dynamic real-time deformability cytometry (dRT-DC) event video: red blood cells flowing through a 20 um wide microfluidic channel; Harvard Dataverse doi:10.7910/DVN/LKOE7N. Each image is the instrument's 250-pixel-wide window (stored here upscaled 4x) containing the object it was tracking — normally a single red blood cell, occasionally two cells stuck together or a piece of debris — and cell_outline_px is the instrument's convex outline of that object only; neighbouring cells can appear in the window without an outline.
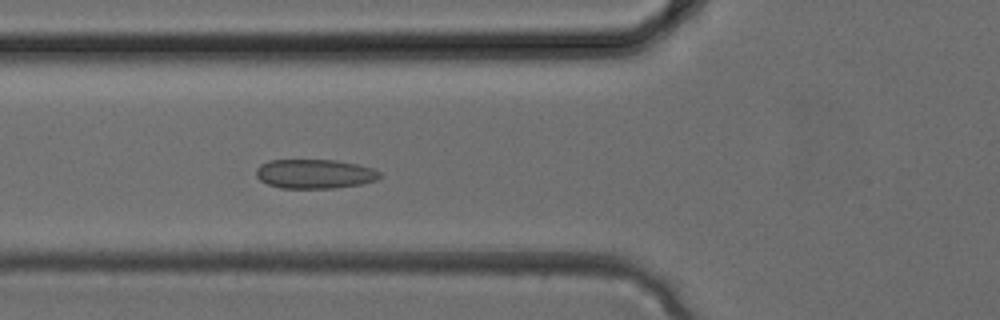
{"species": "common noctule bat (a hibernating species)", "species_latin": "Nyctalus noctula", "temperature_condition": "cold", "stored_images_in_passage": 34, "camera_frame_rate_fps": 3000, "um_per_image_px": 0.085, "animal": {"sex": "female", "body_mass_g": 24.6, "forearm_length_mm": 56.2}, "frame": {"image": 1, "passage_image": 12, "time_ms": 3.667, "image_size_px": [1000, 320], "cell_outline_px": [[380, 176], [376, 180], [360, 184], [332, 188], [280, 188], [268, 184], [260, 180], [256, 176], [256, 168], [260, 164], [268, 160], [336, 160], [356, 164], [372, 168], [380, 172]], "centroid_in_image_um": [26.71, 14.77], "position_along_channel_um": 99.1, "area_um2": 21.04}}
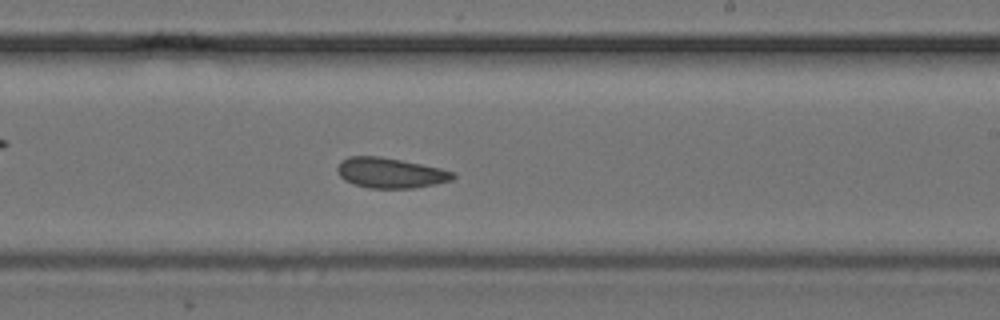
{"frame": {"image": 2, "passage_image": 20, "time_ms": 6.333, "image_size_px": [1000, 320], "cell_outline_px": [[456, 176], [452, 180], [436, 184], [412, 188], [368, 188], [352, 184], [344, 180], [340, 176], [336, 168], [340, 160], [348, 156], [380, 156], [440, 168], [456, 172]], "centroid_in_image_um": [33.16, 14.7], "position_along_channel_um": 255.8, "area_um2": 20.52}}
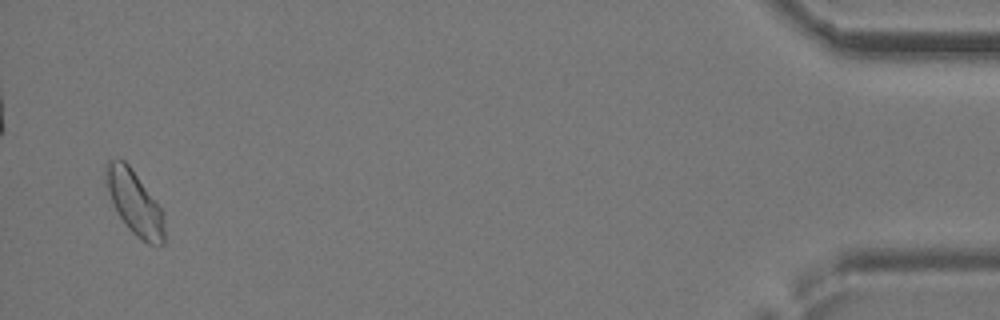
{"frame": {"image": 3, "passage_image": 33, "time_ms": 10.667, "image_size_px": [1000, 320], "cell_outline_px": [[164, 244], [160, 248], [156, 248], [148, 244], [136, 236], [128, 228], [112, 204], [108, 188], [104, 168], [108, 160], [124, 160], [132, 168], [160, 208], [164, 216]], "centroid_in_image_um": [11.46, 17.28], "position_along_channel_um": 423.7, "area_um2": 21.62}}